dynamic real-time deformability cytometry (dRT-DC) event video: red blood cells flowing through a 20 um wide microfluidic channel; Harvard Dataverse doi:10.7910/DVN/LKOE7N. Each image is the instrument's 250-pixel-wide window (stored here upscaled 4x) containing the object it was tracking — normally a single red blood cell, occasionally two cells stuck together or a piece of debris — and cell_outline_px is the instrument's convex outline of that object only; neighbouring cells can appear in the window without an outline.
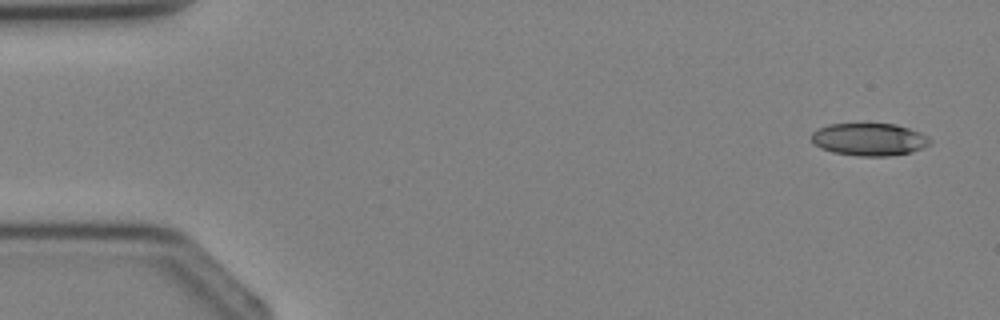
{"species": "Egyptian fruit bat (a non-hibernating species)", "species_latin": "Rousettus aegyptiacus", "temperature_condition": "cold", "stored_images_in_passage": 4, "segment_of_instrument_passage": [1, 2], "camera_frame_rate_fps": 3000, "um_per_image_px": 0.085, "animal": {"sex": "female"}, "frame": {"image": 1, "passage_image": 1, "time_ms": 0.0, "image_size_px": [1000, 320], "cell_outline_px": [[932, 144], [912, 152], [892, 156], [856, 156], [832, 152], [820, 148], [812, 140], [812, 132], [828, 124], [896, 124], [920, 132], [928, 136], [932, 140]], "centroid_in_image_um": [73.93, 11.86], "position_along_channel_um": 11.1, "area_um2": 22.6}}